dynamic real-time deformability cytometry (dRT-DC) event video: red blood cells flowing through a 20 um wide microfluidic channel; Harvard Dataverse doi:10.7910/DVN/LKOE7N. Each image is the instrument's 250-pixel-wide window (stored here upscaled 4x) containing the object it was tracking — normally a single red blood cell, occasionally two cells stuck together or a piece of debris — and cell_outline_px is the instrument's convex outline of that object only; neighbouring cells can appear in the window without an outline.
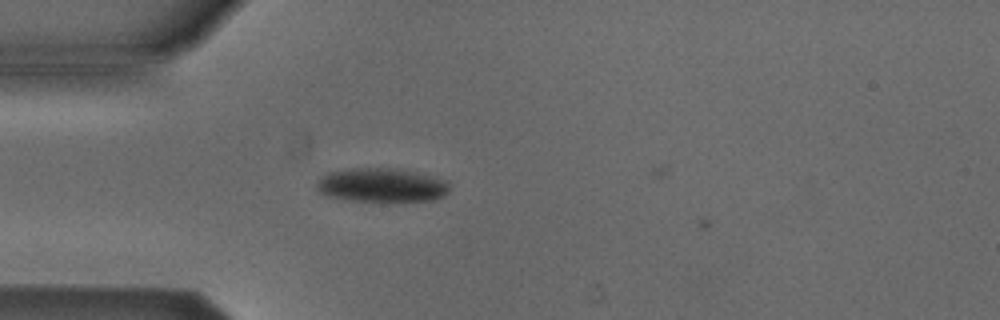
{"species": "Egyptian fruit bat (a non-hibernating species)", "species_latin": "Rousettus aegyptiacus", "temperature_condition": "cold", "stored_images_in_passage": 2, "camera_frame_rate_fps": 3000, "um_per_image_px": 0.085, "animal": {"sex": "male"}, "frame": {"image": 1, "passage_image": 2, "time_ms": 1.333, "image_size_px": [1000, 320], "cell_outline_px": [[448, 192], [444, 196], [432, 200], [344, 200], [328, 196], [320, 192], [316, 188], [316, 180], [320, 176], [328, 172], [352, 168], [400, 168], [416, 172], [444, 180], [448, 184]], "centroid_in_image_um": [32.37, 15.71], "position_along_channel_um": 52.6, "area_um2": 26.07}}